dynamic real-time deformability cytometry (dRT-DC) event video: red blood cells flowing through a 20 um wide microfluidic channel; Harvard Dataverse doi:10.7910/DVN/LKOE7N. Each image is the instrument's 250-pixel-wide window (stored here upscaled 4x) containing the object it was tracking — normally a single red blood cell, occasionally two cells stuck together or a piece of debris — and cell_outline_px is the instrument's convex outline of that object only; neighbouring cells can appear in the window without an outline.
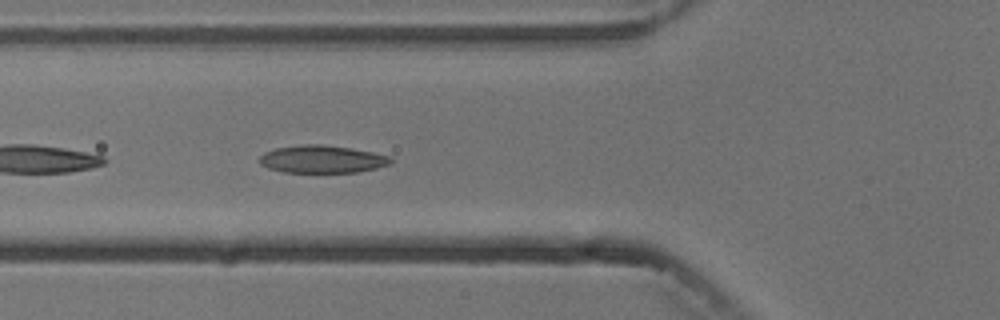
{"species": "common noctule bat (a hibernating species)", "species_latin": "Nyctalus noctula", "temperature_condition": "cold", "stored_images_in_passage": 6, "camera_frame_rate_fps": 3000, "um_per_image_px": 0.085, "animal": {"sex": "male", "body_mass_g": 13.3}, "frame": {"image": 1, "passage_image": 6, "time_ms": 5.667, "image_size_px": [1000, 320], "cell_outline_px": [[392, 164], [376, 168], [356, 172], [284, 172], [268, 168], [260, 164], [260, 156], [264, 152], [276, 148], [304, 144], [320, 144], [352, 148], [392, 156]], "centroid_in_image_um": [27.4, 13.53], "position_along_channel_um": 98.4, "area_um2": 21.15}}